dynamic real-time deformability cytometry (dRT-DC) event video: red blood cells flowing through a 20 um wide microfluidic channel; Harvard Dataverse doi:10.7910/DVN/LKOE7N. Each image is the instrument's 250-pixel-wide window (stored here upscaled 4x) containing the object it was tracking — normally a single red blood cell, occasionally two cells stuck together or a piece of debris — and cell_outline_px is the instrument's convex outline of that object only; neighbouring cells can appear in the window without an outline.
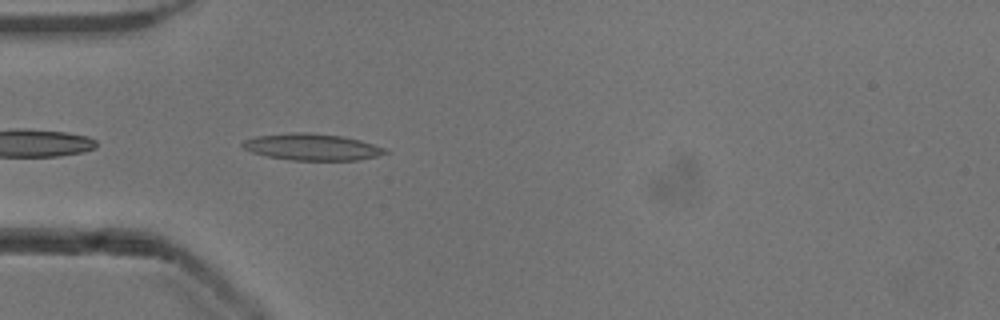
{"species": "common noctule bat (a hibernating species)", "species_latin": "Nyctalus noctula", "temperature_condition": "cold", "stored_images_in_passage": 38, "camera_frame_rate_fps": 3000, "um_per_image_px": 0.085, "animal": {"sex": "male", "body_mass_g": 13.3}, "frame": {"image": 1, "passage_image": 2, "time_ms": 0.333, "image_size_px": [1000, 320], "cell_outline_px": [[388, 152], [376, 156], [356, 160], [292, 160], [268, 156], [252, 152], [244, 148], [240, 144], [244, 140], [256, 136], [292, 132], [308, 132], [340, 136], [360, 140], [384, 148]], "centroid_in_image_um": [26.48, 12.49], "position_along_channel_um": 58.5, "area_um2": 21.85}}
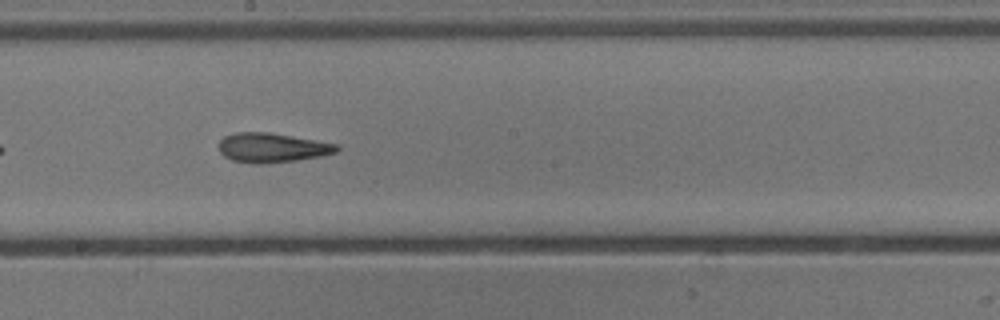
{"frame": {"image": 2, "passage_image": 15, "time_ms": 4.667, "image_size_px": [1000, 320], "cell_outline_px": [[340, 148], [336, 152], [320, 156], [296, 160], [260, 164], [256, 164], [232, 160], [224, 156], [220, 152], [220, 140], [224, 136], [236, 132], [268, 132], [340, 144]], "centroid_in_image_um": [23.14, 12.55], "position_along_channel_um": 225.1, "area_um2": 20.17}}
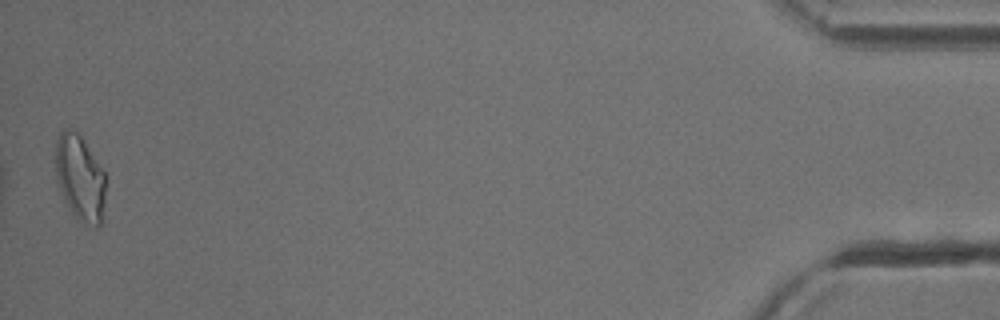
{"frame": {"image": 3, "passage_image": 38, "time_ms": 12.333, "image_size_px": [1000, 320], "cell_outline_px": [[104, 204], [100, 228], [92, 228], [76, 216], [72, 212], [64, 200], [56, 184], [56, 140], [60, 132], [64, 128], [68, 128], [80, 132], [104, 172]], "centroid_in_image_um": [6.78, 15.09], "position_along_channel_um": 428.4, "area_um2": 25.26}, "authors_computed_cell_mechanics": {"area_um2": 20.4612, "velocity_mm_per_s": 3.9277, "shape_relaxation_time_tau1_ms": 8.0451, "shape_relaxation_time_tau2_ms": 3.2917, "deformation_change_tau1": 0.2156, "deformation_change_tau2": 0.1387}}